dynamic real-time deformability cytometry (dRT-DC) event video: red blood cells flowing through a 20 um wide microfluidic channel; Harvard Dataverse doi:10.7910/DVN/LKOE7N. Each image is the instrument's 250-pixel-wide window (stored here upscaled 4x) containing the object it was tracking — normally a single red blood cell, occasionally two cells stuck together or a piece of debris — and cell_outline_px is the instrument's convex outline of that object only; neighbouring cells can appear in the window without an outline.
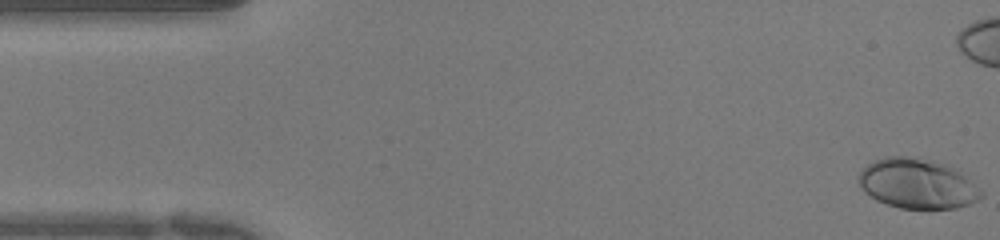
{"species": "human", "species_latin": "Homo sapiens", "temperature_condition": "warm", "stored_images_in_passage": 41, "camera_frame_rate_fps": 3000, "um_per_image_px": 0.085, "donor": {"sex": "female"}, "frame": {"image": 1, "passage_image": 1, "time_ms": 0.0, "image_size_px": [1000, 240], "cell_outline_px": [[984, 196], [968, 204], [956, 208], [900, 208], [876, 200], [864, 192], [856, 176], [868, 164], [884, 156], [908, 156], [932, 160], [948, 164], [960, 168], [984, 192]], "centroid_in_image_um": [78.02, 15.59], "position_along_channel_um": 7.0, "area_um2": 36.13}}
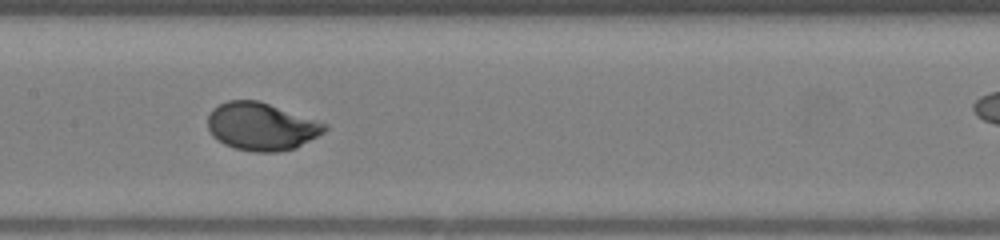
{"frame": {"image": 2, "passage_image": 24, "time_ms": 7.667, "image_size_px": [1000, 240], "cell_outline_px": [[328, 128], [324, 132], [296, 148], [276, 152], [256, 152], [236, 148], [224, 144], [212, 136], [208, 128], [208, 116], [212, 108], [228, 100], [256, 100], [328, 124]], "centroid_in_image_um": [22.2, 10.76], "position_along_channel_um": 185.2, "area_um2": 32.25}}
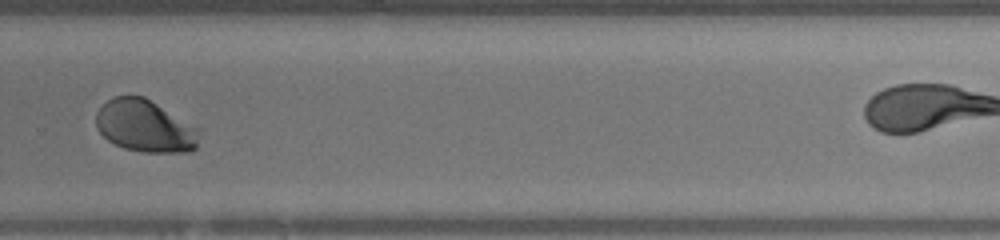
{"frame": {"image": 3, "passage_image": 34, "time_ms": 11.0, "image_size_px": [1000, 240], "cell_outline_px": [[200, 132], [196, 148], [192, 152], [140, 152], [124, 148], [108, 140], [96, 128], [96, 112], [108, 100], [116, 96], [144, 96], [200, 128]], "centroid_in_image_um": [12.36, 10.73], "position_along_channel_um": 317.4, "area_um2": 31.5}}